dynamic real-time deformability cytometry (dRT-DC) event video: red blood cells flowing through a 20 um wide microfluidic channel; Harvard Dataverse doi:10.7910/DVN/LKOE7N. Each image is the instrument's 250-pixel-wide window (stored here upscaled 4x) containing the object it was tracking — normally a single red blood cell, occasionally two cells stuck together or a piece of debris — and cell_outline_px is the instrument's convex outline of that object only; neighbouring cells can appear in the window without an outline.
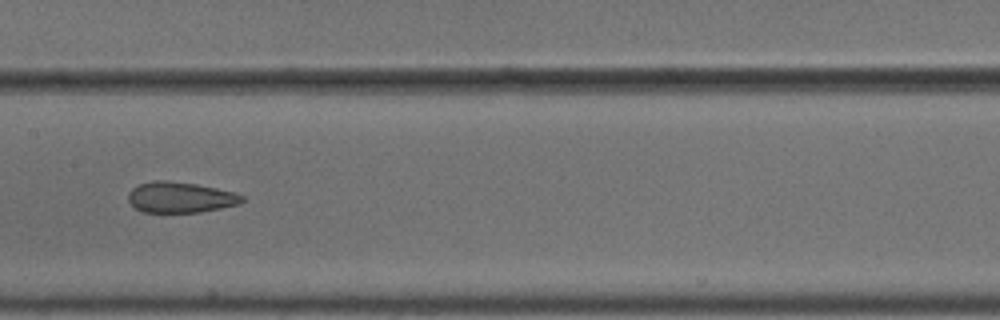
{"species": "common noctule bat (a hibernating species)", "species_latin": "Nyctalus noctula", "temperature_condition": "cold", "stored_images_in_passage": 12, "camera_frame_rate_fps": 3000, "um_per_image_px": 0.085, "animal": {"sex": "male", "body_mass_g": 18.8}, "frame": {"image": 1, "passage_image": 6, "time_ms": 1.667, "image_size_px": [1000, 320], "cell_outline_px": [[244, 200], [240, 204], [200, 212], [144, 212], [136, 208], [128, 200], [128, 192], [132, 188], [140, 184], [156, 180], [164, 180], [196, 184], [236, 192], [244, 196]], "centroid_in_image_um": [15.35, 16.77], "position_along_channel_um": 192.0, "area_um2": 20.35}}
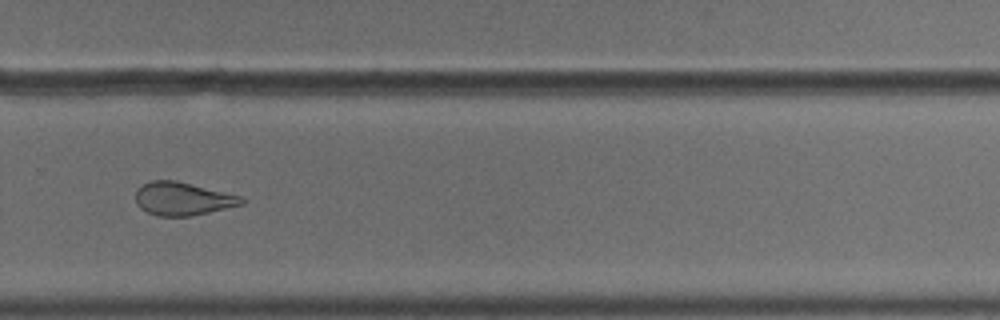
{"frame": {"image": 2, "passage_image": 9, "time_ms": 2.667, "image_size_px": [1000, 320], "cell_outline_px": [[244, 204], [192, 216], [156, 216], [140, 208], [136, 204], [136, 188], [152, 180], [176, 180], [244, 196]], "centroid_in_image_um": [15.54, 16.89], "position_along_channel_um": 314.3, "area_um2": 20.69}}
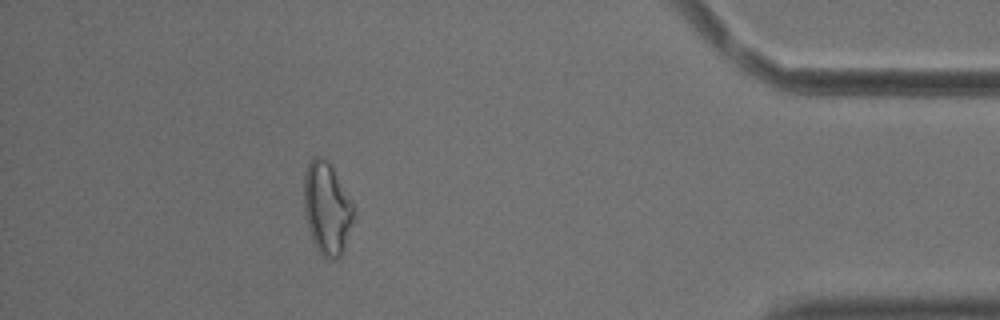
{"frame": {"image": 3, "passage_image": 12, "time_ms": 3.667, "image_size_px": [1000, 320], "cell_outline_px": [[356, 208], [344, 248], [340, 256], [336, 260], [332, 260], [324, 256], [316, 248], [312, 240], [308, 228], [304, 212], [304, 172], [312, 156], [320, 156], [328, 160]], "centroid_in_image_um": [27.78, 17.68], "position_along_channel_um": 407.4, "area_um2": 26.82}}